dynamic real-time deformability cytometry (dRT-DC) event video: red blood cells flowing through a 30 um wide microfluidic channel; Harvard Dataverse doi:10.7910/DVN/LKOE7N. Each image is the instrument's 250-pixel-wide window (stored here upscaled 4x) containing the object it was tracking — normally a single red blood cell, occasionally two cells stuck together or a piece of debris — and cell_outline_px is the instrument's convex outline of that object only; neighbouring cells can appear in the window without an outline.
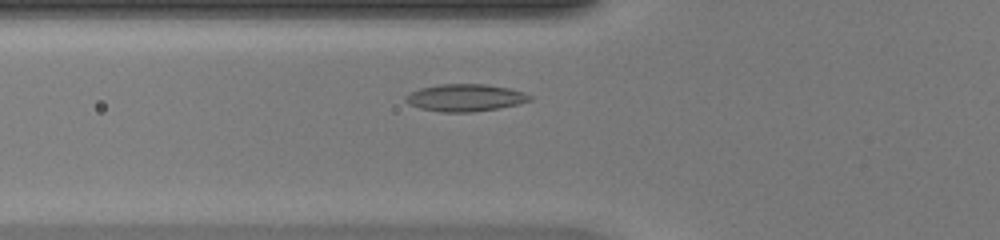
{"species": "common noctule bat (a hibernating species)", "species_latin": "Nyctalus noctula", "temperature_condition": "warm", "stored_images_in_passage": 39, "camera_frame_rate_fps": 3000, "um_per_image_px": 0.085, "animal": {"sex": "female", "body_mass_g": 20.0, "forearm_length_mm": 54.0}, "frame": {"image": 1, "passage_image": 8, "time_ms": 2.333, "image_size_px": [1000, 240], "cell_outline_px": [[532, 100], [520, 104], [472, 112], [440, 112], [420, 108], [408, 104], [404, 100], [404, 96], [420, 88], [440, 84], [484, 84], [508, 88], [524, 92], [532, 96]], "centroid_in_image_um": [39.53, 8.31], "position_along_channel_um": 86.3, "area_um2": 19.71}}
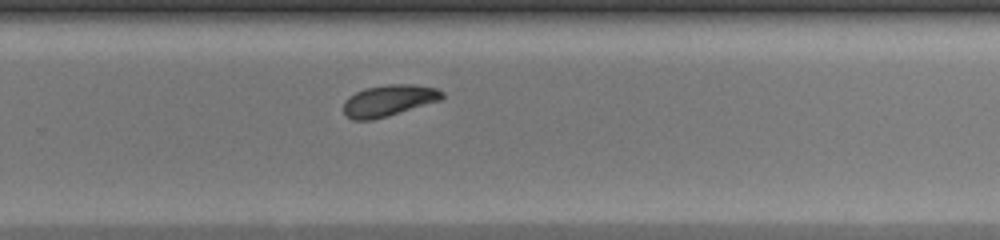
{"frame": {"image": 2, "passage_image": 23, "time_ms": 7.333, "image_size_px": [1000, 240], "cell_outline_px": [[444, 96], [440, 100], [388, 116], [372, 120], [352, 120], [344, 112], [344, 100], [348, 96], [364, 88], [388, 84], [412, 84], [436, 88], [444, 92]], "centroid_in_image_um": [33.03, 8.54], "position_along_channel_um": 296.8, "area_um2": 18.03}}
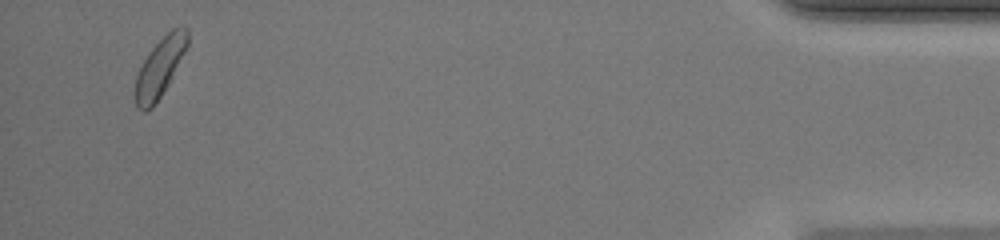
{"frame": {"image": 3, "passage_image": 37, "time_ms": 12.0, "image_size_px": [1000, 240], "cell_outline_px": [[188, 44], [168, 84], [152, 108], [144, 112], [140, 112], [136, 108], [136, 76], [148, 52], [172, 28], [180, 24], [184, 24], [188, 28]], "centroid_in_image_um": [13.6, 5.7], "position_along_channel_um": 421.6, "area_um2": 17.69}, "authors_computed_cell_mechanics": {"area_um2": 17.9758, "velocity_mm_per_s": 4.2175, "shape_relaxation_time_tau1_ms": 5.3668, "shape_relaxation_time_tau2_ms": null, "deformation_change_tau1": 0.1395, "deformation_change_tau2": null}}